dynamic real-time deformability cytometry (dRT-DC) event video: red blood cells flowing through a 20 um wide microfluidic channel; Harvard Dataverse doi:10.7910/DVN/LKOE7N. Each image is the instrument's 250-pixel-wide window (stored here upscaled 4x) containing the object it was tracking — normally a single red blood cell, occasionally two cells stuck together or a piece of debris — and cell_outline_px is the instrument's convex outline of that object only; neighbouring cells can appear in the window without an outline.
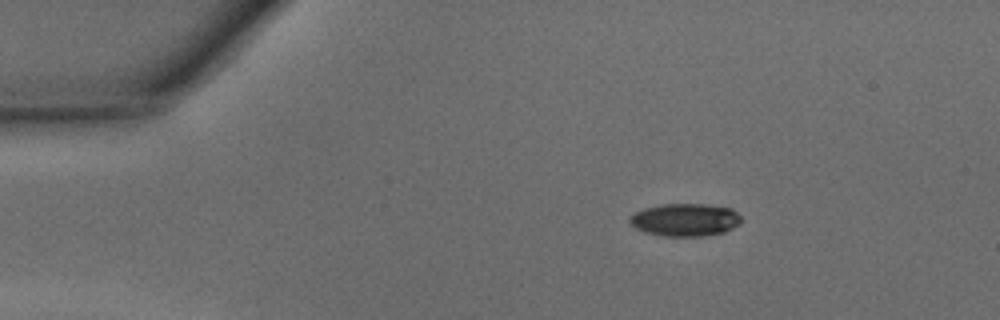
{"species": "common noctule bat (a hibernating species)", "species_latin": "Nyctalus noctula", "temperature_condition": "warm", "stored_images_in_passage": 40, "camera_frame_rate_fps": 3000, "um_per_image_px": 0.085, "animal": {"sex": "male", "body_mass_g": 15.6}, "frame": {"image": 1, "passage_image": 1, "time_ms": 0.0, "image_size_px": [1000, 320], "cell_outline_px": [[740, 224], [724, 232], [704, 236], [668, 236], [644, 232], [636, 228], [628, 220], [628, 216], [644, 208], [664, 204], [704, 204], [732, 208], [740, 216]], "centroid_in_image_um": [58.23, 18.68], "position_along_channel_um": 26.8, "area_um2": 21.21}}
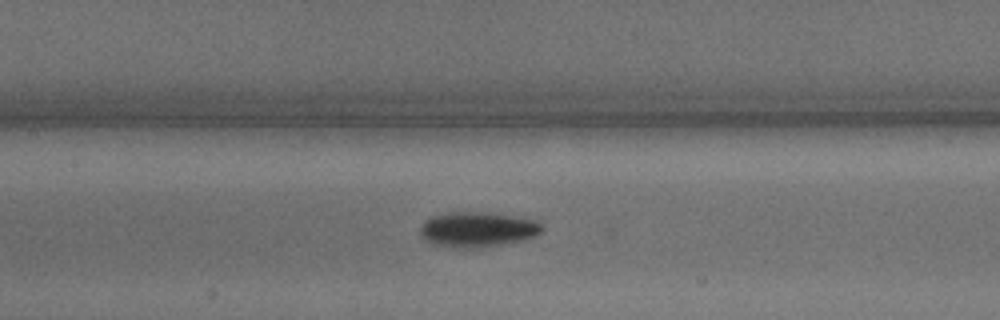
{"frame": {"image": 2, "passage_image": 15, "time_ms": 4.667, "image_size_px": [1000, 320], "cell_outline_px": [[540, 232], [532, 236], [520, 240], [500, 244], [460, 248], [452, 248], [428, 244], [424, 240], [420, 232], [420, 224], [424, 220], [432, 216], [448, 212], [488, 212], [536, 220], [540, 224]], "centroid_in_image_um": [40.46, 19.49], "position_along_channel_um": 166.9, "area_um2": 24.68}}
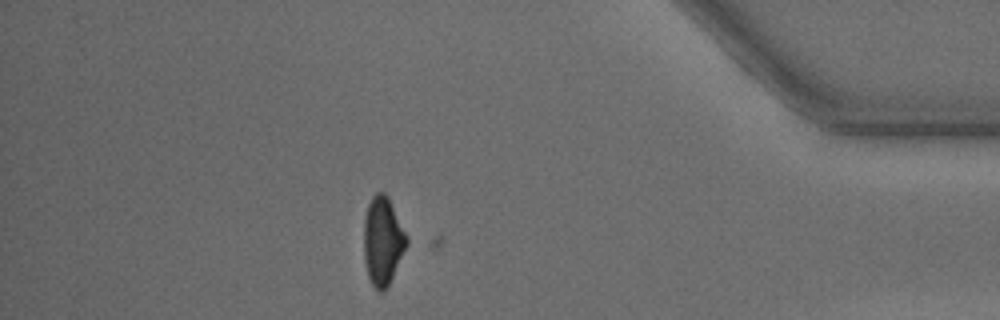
{"frame": {"image": 3, "passage_image": 34, "time_ms": 11.0, "image_size_px": [1000, 320], "cell_outline_px": [[408, 244], [384, 292], [380, 292], [372, 284], [368, 276], [364, 260], [364, 220], [368, 204], [372, 196], [376, 192], [384, 192], [388, 196], [408, 240]], "centroid_in_image_um": [32.51, 20.46], "position_along_channel_um": 402.7, "area_um2": 21.68}, "authors_computed_cell_mechanics": {"area_um2": 22.253, "velocity_mm_per_s": 4.3618, "shape_relaxation_time_tau1_ms": 2.3263, "shape_relaxation_time_tau2_ms": 2.7258, "deformation_change_tau1": 0.1376, "deformation_change_tau2": 0.0903}}